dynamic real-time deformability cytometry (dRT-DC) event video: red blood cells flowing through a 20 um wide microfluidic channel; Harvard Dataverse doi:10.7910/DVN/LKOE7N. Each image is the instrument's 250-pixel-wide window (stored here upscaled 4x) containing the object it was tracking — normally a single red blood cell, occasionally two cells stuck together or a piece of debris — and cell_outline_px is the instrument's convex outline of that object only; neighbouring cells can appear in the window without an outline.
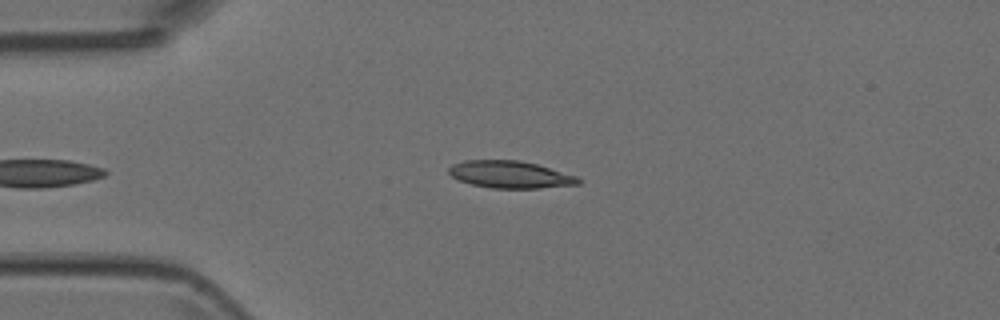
{"species": "Egyptian fruit bat (a non-hibernating species)", "species_latin": "Rousettus aegyptiacus", "temperature_condition": "room temperature", "stored_images_in_passage": 37, "camera_frame_rate_fps": 3000, "um_per_image_px": 0.085, "animal": {"sex": "female"}, "frame": {"image": 1, "passage_image": 2, "time_ms": 0.333, "image_size_px": [1000, 320], "cell_outline_px": [[580, 184], [540, 188], [492, 188], [472, 184], [460, 180], [452, 176], [448, 172], [448, 168], [452, 164], [464, 160], [520, 160], [536, 164], [576, 176], [580, 180]], "centroid_in_image_um": [43.34, 14.83], "position_along_channel_um": 41.7, "area_um2": 20.35}}
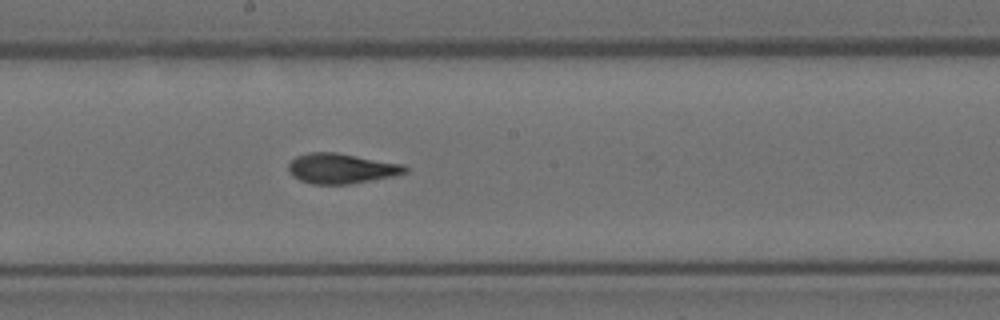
{"frame": {"image": 2, "passage_image": 17, "time_ms": 5.333, "image_size_px": [1000, 320], "cell_outline_px": [[408, 172], [392, 176], [372, 180], [348, 184], [312, 184], [300, 180], [292, 176], [288, 172], [288, 164], [296, 156], [308, 152], [336, 152], [404, 164], [408, 168]], "centroid_in_image_um": [29.0, 14.31], "position_along_channel_um": 219.2, "area_um2": 20.58}}
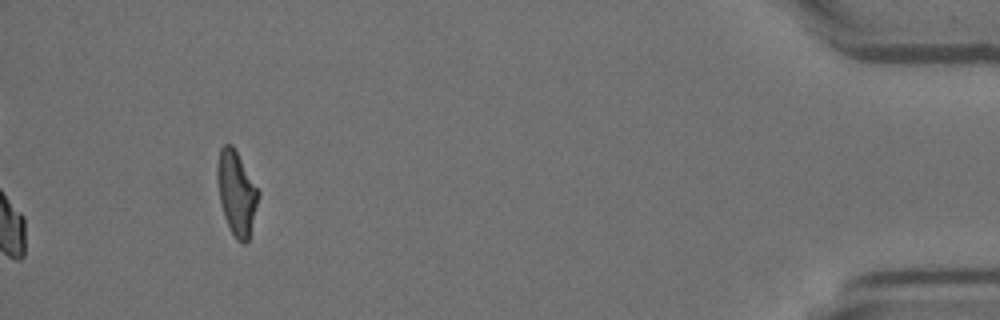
{"frame": {"image": 3, "passage_image": 37, "time_ms": 12.0, "image_size_px": [1000, 320], "cell_outline_px": [[260, 196], [248, 240], [244, 244], [240, 244], [236, 240], [224, 216], [220, 200], [216, 176], [216, 164], [220, 148], [224, 144], [232, 144], [260, 192]], "centroid_in_image_um": [20.1, 16.39], "position_along_channel_um": 415.1, "area_um2": 20.11}}